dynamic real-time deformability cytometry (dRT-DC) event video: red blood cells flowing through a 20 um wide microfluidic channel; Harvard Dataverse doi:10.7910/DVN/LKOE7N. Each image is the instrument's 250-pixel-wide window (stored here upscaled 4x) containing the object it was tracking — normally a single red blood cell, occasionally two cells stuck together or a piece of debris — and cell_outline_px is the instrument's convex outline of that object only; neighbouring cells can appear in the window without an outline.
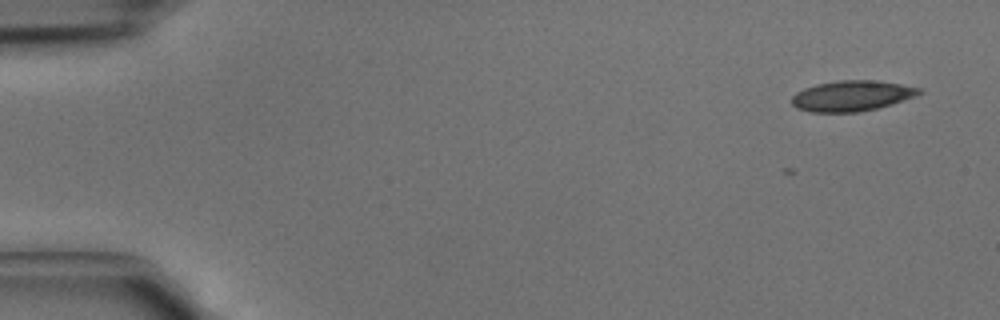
{"species": "common noctule bat (a hibernating species)", "species_latin": "Nyctalus noctula", "temperature_condition": "cold", "stored_images_in_passage": 6, "camera_frame_rate_fps": 3000, "um_per_image_px": 0.085, "animal": {"sex": "male", "body_mass_g": 15.6}, "frame": {"image": 1, "passage_image": 1, "time_ms": 0.0, "image_size_px": [1000, 320], "cell_outline_px": [[924, 92], [916, 96], [892, 104], [876, 108], [856, 112], [812, 112], [796, 108], [792, 104], [792, 96], [796, 92], [804, 88], [816, 84], [840, 80], [880, 80], [924, 88]], "centroid_in_image_um": [72.45, 8.13], "position_along_channel_um": 12.6, "area_um2": 22.89}}
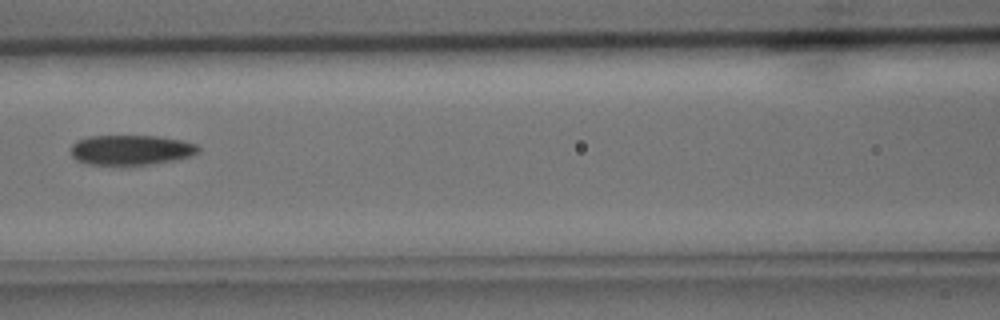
{"frame": {"image": 2, "passage_image": 6, "time_ms": 1.667, "image_size_px": [1000, 320], "cell_outline_px": [[200, 152], [192, 156], [176, 160], [152, 164], [88, 164], [76, 160], [72, 156], [72, 144], [76, 140], [88, 136], [156, 136], [180, 140], [196, 144], [200, 148]], "centroid_in_image_um": [11.16, 12.74], "position_along_channel_um": 155.4, "area_um2": 22.25}}